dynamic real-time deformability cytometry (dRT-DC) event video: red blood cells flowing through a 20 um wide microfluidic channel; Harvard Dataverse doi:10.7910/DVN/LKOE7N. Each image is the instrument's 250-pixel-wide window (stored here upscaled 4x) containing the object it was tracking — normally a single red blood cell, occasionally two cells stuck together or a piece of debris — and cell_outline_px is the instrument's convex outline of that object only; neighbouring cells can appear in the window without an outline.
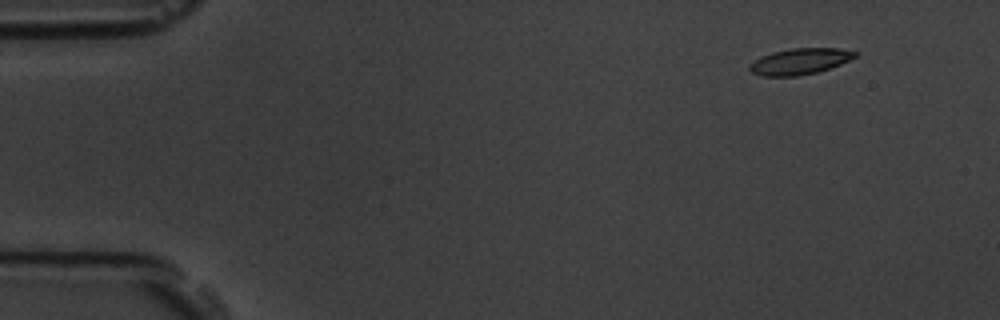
{"species": "common noctule bat (a hibernating species)", "species_latin": "Nyctalus noctula", "temperature_condition": "room temperature", "stored_images_in_passage": 15, "camera_frame_rate_fps": 3000, "um_per_image_px": 0.085, "animal": {"sex": "male", "body_mass_g": 19.5, "forearm_length_mm": 54.6}, "frame": {"image": 1, "passage_image": 2, "time_ms": 1.0, "image_size_px": [1000, 320], "cell_outline_px": [[860, 52], [856, 56], [840, 64], [816, 72], [796, 76], [764, 76], [752, 72], [748, 68], [748, 64], [760, 56], [772, 52], [792, 48], [840, 48]], "centroid_in_image_um": [67.96, 5.2], "position_along_channel_um": 17.0, "area_um2": 16.01}}
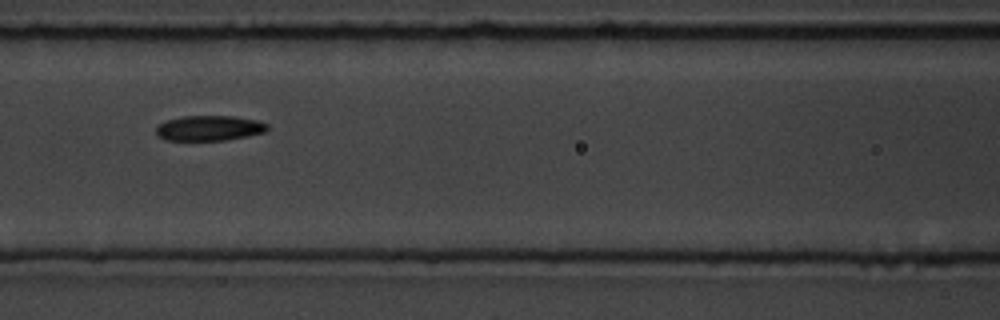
{"frame": {"image": 2, "passage_image": 7, "time_ms": 7.667, "image_size_px": [1000, 320], "cell_outline_px": [[268, 128], [264, 132], [248, 136], [228, 140], [164, 140], [156, 136], [156, 128], [160, 124], [168, 120], [184, 116], [232, 116], [256, 120], [268, 124]], "centroid_in_image_um": [17.78, 10.9], "position_along_channel_um": 148.8, "area_um2": 16.3}}
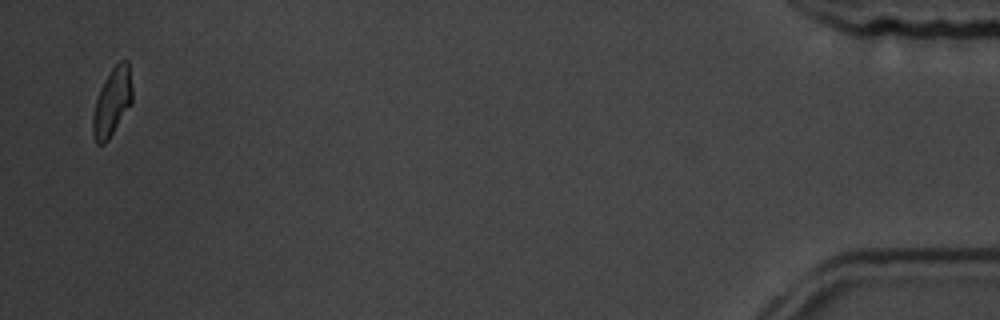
{"frame": {"image": 3, "passage_image": 15, "time_ms": 18.0, "image_size_px": [1000, 320], "cell_outline_px": [[132, 104], [108, 140], [104, 144], [96, 144], [92, 136], [92, 116], [96, 100], [100, 88], [108, 72], [120, 60], [128, 60], [132, 88]], "centroid_in_image_um": [9.52, 8.68], "position_along_channel_um": 425.7, "area_um2": 15.84}, "authors_computed_cell_mechanics": {"area_um2": 16.4152, "velocity_mm_per_s": 3.5315, "shape_relaxation_time_tau1_ms": 5.1007, "shape_relaxation_time_tau2_ms": 0.691, "deformation_change_tau1": 0.1116, "deformation_change_tau2": 0.0602}}